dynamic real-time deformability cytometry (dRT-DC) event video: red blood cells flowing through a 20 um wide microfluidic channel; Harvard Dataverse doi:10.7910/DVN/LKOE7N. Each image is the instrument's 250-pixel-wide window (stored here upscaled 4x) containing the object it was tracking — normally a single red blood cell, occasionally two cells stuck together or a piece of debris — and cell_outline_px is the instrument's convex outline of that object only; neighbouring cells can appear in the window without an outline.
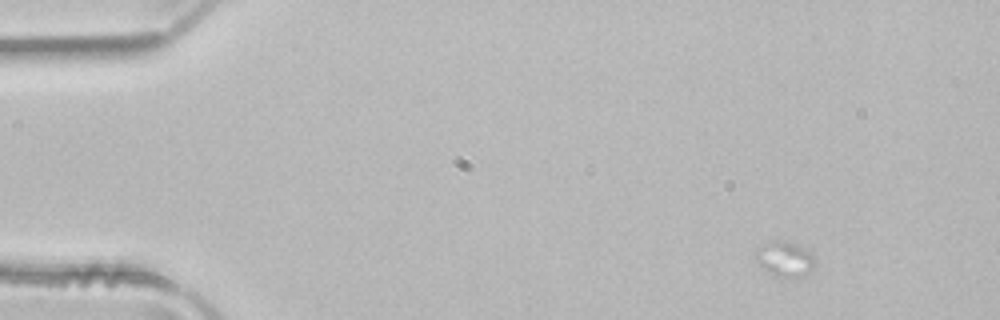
{"species": "common noctule bat (a hibernating species)", "species_latin": "Nyctalus noctula", "temperature_condition": "room temperature", "stored_images_in_passage": 12, "camera_frame_rate_fps": 3000, "um_per_image_px": 0.085, "animal": {"sex": "male", "body_mass_g": 21.5, "forearm_length_mm": 52.0}, "frame": {"image": 1, "passage_image": 1, "time_ms": 0.0, "image_size_px": [1000, 320], "cell_outline_px": [[812, 264], [800, 276], [776, 276], [768, 272], [756, 260], [756, 248], [764, 244], [796, 244], [808, 252], [812, 256]], "centroid_in_image_um": [66.62, 22.04], "position_along_channel_um": 18.4, "area_um2": 10.69}}